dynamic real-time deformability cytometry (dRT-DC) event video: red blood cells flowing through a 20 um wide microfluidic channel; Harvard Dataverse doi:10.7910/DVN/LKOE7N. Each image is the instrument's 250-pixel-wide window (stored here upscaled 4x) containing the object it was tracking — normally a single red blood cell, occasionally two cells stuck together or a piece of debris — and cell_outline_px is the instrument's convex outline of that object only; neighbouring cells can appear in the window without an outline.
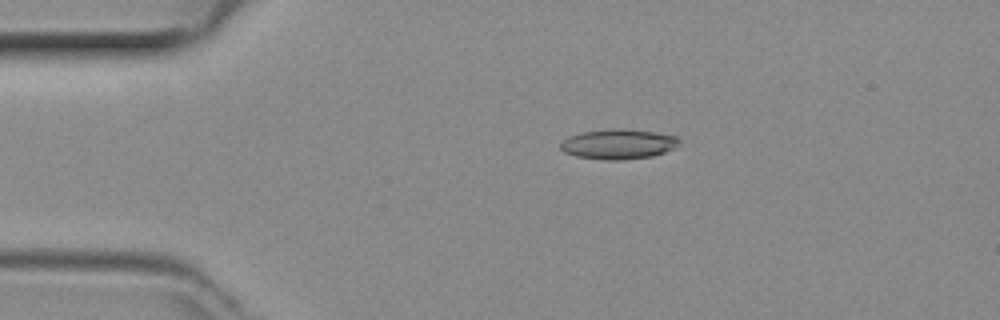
{"species": "common noctule bat (a hibernating species)", "species_latin": "Nyctalus noctula", "temperature_condition": "room temperature", "stored_images_in_passage": 49, "camera_frame_rate_fps": 3000, "um_per_image_px": 0.085, "animal": {"sex": "female", "body_mass_g": 29.2, "forearm_length_mm": 56.3}, "frame": {"image": 1, "passage_image": 10, "time_ms": 3.0, "image_size_px": [1000, 320], "cell_outline_px": [[680, 144], [676, 148], [652, 156], [620, 160], [604, 160], [576, 156], [564, 152], [560, 148], [560, 144], [568, 136], [584, 132], [612, 128], [620, 128], [652, 132], [680, 136]], "centroid_in_image_um": [52.59, 12.25], "position_along_channel_um": 32.4, "area_um2": 20.81}}
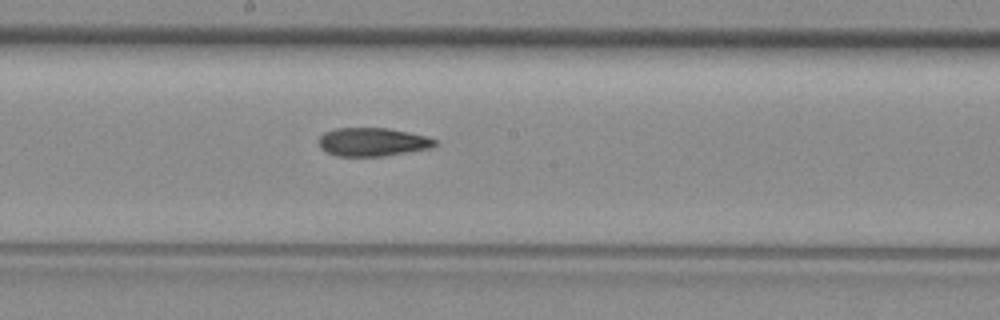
{"frame": {"image": 2, "passage_image": 26, "time_ms": 8.333, "image_size_px": [1000, 320], "cell_outline_px": [[436, 144], [428, 148], [384, 156], [336, 156], [324, 152], [320, 148], [316, 140], [324, 132], [336, 128], [388, 128], [428, 136], [436, 140]], "centroid_in_image_um": [31.59, 12.06], "position_along_channel_um": 216.6, "area_um2": 19.36}}
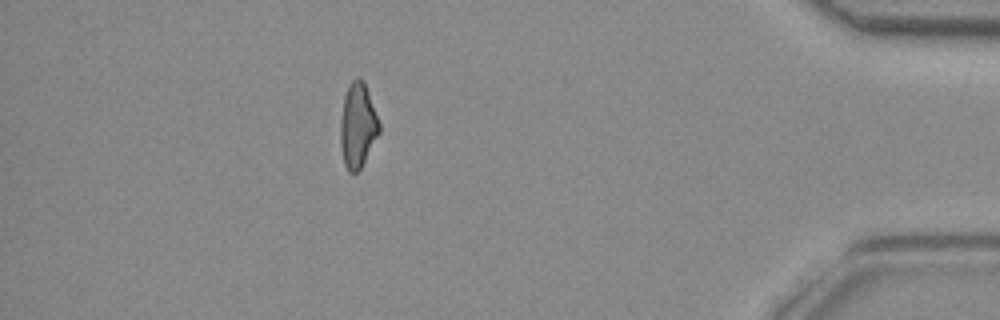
{"frame": {"image": 3, "passage_image": 43, "time_ms": 14.0, "image_size_px": [1000, 320], "cell_outline_px": [[380, 132], [360, 168], [356, 172], [348, 172], [344, 164], [340, 144], [340, 120], [344, 96], [348, 84], [356, 76], [360, 76], [364, 80], [380, 124]], "centroid_in_image_um": [30.39, 10.61], "position_along_channel_um": 404.8, "area_um2": 19.25}}